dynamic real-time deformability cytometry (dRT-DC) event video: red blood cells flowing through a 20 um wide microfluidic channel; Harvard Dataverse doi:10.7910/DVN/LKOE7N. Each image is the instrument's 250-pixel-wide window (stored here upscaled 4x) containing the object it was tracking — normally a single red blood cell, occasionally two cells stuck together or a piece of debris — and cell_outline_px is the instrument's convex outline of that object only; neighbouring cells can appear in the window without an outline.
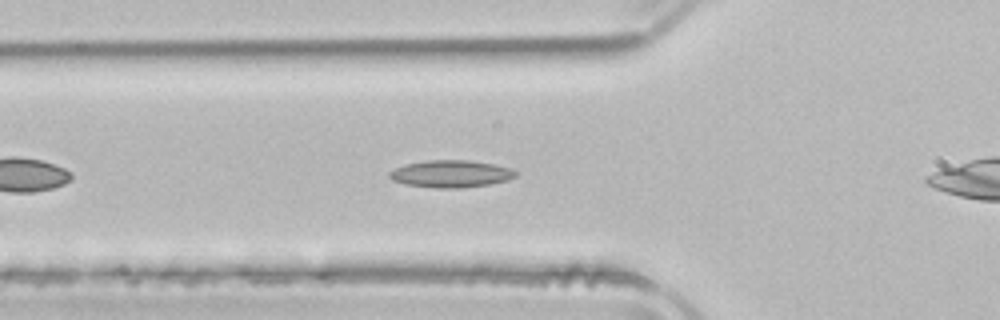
{"species": "common noctule bat (a hibernating species)", "species_latin": "Nyctalus noctula", "temperature_condition": "room temperature", "stored_images_in_passage": 35, "camera_frame_rate_fps": 3000, "um_per_image_px": 0.085, "animal": {"sex": "male", "body_mass_g": 21.5, "forearm_length_mm": 52.0}, "frame": {"image": 1, "passage_image": 7, "time_ms": 2.0, "image_size_px": [1000, 320], "cell_outline_px": [[516, 176], [508, 180], [488, 184], [460, 188], [436, 188], [408, 184], [392, 180], [388, 176], [388, 172], [404, 164], [428, 160], [468, 160], [492, 164], [512, 168], [516, 172]], "centroid_in_image_um": [38.32, 14.77], "position_along_channel_um": 87.5, "area_um2": 19.88}}
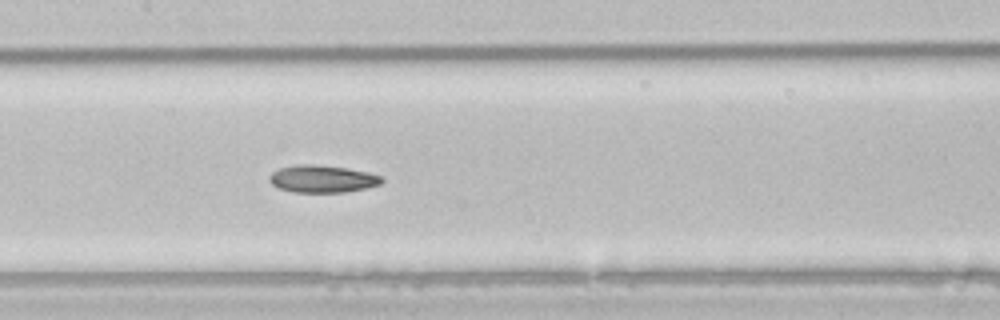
{"frame": {"image": 2, "passage_image": 14, "time_ms": 4.333, "image_size_px": [1000, 320], "cell_outline_px": [[384, 180], [380, 184], [364, 188], [344, 192], [292, 192], [280, 188], [272, 184], [268, 180], [268, 176], [272, 172], [280, 168], [300, 164], [316, 164], [348, 168], [368, 172], [380, 176]], "centroid_in_image_um": [27.38, 15.19], "position_along_channel_um": 180.0, "area_um2": 17.86}}
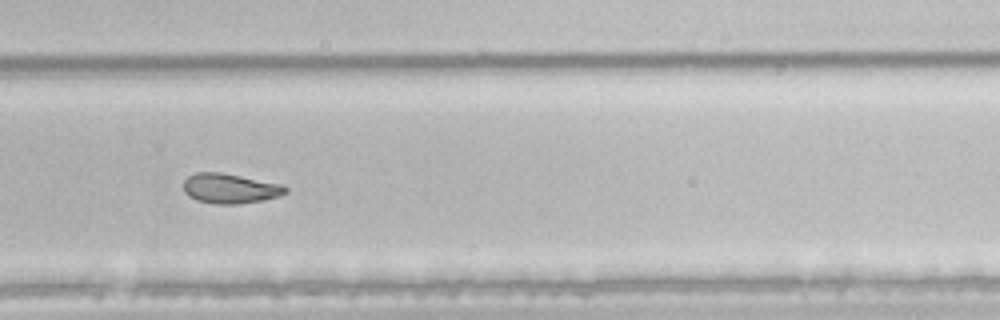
{"frame": {"image": 3, "passage_image": 24, "time_ms": 7.667, "image_size_px": [1000, 320], "cell_outline_px": [[288, 192], [280, 196], [264, 200], [240, 204], [216, 204], [196, 200], [188, 196], [184, 192], [184, 180], [188, 176], [196, 172], [220, 172], [284, 184], [288, 188]], "centroid_in_image_um": [19.58, 16.02], "position_along_channel_um": 310.2, "area_um2": 18.03}}